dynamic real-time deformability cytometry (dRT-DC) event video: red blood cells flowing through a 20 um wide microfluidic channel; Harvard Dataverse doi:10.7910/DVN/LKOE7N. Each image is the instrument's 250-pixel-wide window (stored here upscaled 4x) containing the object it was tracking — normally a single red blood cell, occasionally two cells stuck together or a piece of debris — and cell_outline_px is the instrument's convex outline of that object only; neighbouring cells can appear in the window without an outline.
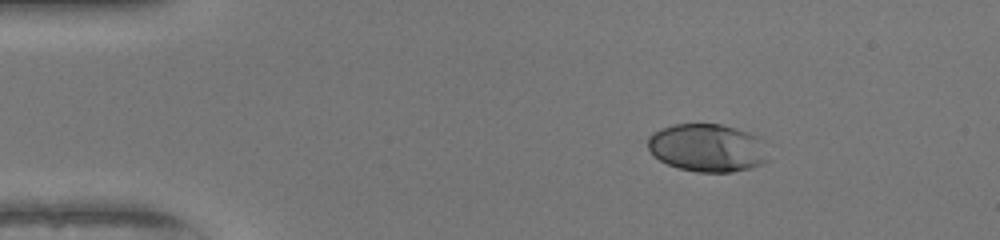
{"species": "human", "species_latin": "Homo sapiens", "temperature_condition": "warm", "stored_images_in_passage": 43, "camera_frame_rate_fps": 3000, "um_per_image_px": 0.085, "donor": {"sex": "female"}, "frame": {"image": 1, "passage_image": 1, "time_ms": 0.0, "image_size_px": [1000, 240], "cell_outline_px": [[768, 160], [760, 164], [748, 168], [732, 172], [696, 172], [680, 168], [668, 164], [660, 160], [648, 148], [648, 136], [652, 132], [660, 128], [676, 124], [720, 124], [736, 128], [760, 136]], "centroid_in_image_um": [60.11, 12.55], "position_along_channel_um": 24.9, "area_um2": 33.52}}
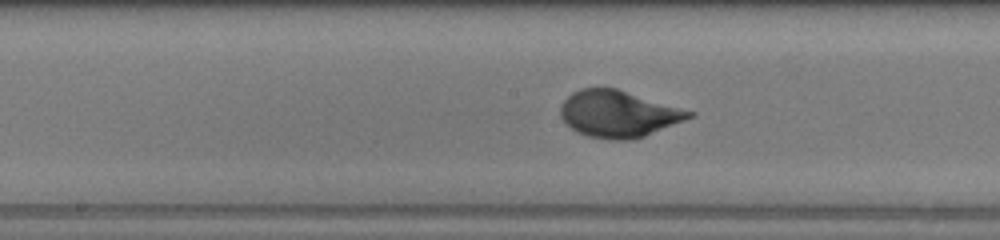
{"frame": {"image": 2, "passage_image": 19, "time_ms": 6.0, "image_size_px": [1000, 240], "cell_outline_px": [[696, 116], [644, 136], [628, 140], [608, 140], [588, 136], [576, 132], [560, 116], [560, 104], [572, 92], [580, 88], [616, 88], [696, 112]], "centroid_in_image_um": [52.57, 9.68], "position_along_channel_um": 195.6, "area_um2": 35.03}}
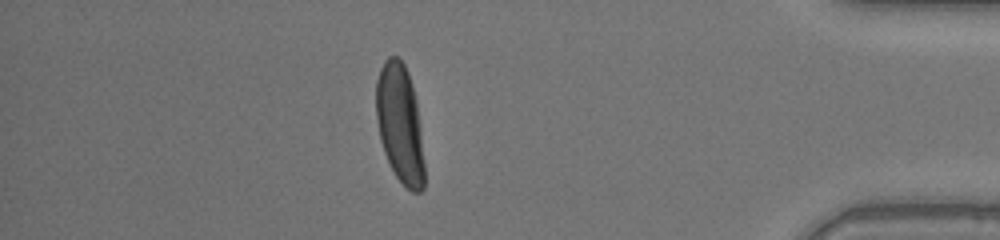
{"frame": {"image": 3, "passage_image": 37, "time_ms": 12.0, "image_size_px": [1000, 240], "cell_outline_px": [[424, 188], [420, 192], [412, 192], [396, 176], [384, 152], [380, 140], [376, 120], [376, 80], [380, 68], [384, 60], [388, 56], [396, 56], [404, 64], [408, 72], [416, 100], [420, 128], [424, 164]], "centroid_in_image_um": [33.98, 10.49], "position_along_channel_um": 401.2, "area_um2": 33.23}, "authors_computed_cell_mechanics": {"area_um2": 33.524, "velocity_mm_per_s": 4.109, "shape_relaxation_time_tau1_ms": 2.9687, "shape_relaxation_time_tau2_ms": null, "deformation_change_tau1": 0.1887, "deformation_change_tau2": null}}